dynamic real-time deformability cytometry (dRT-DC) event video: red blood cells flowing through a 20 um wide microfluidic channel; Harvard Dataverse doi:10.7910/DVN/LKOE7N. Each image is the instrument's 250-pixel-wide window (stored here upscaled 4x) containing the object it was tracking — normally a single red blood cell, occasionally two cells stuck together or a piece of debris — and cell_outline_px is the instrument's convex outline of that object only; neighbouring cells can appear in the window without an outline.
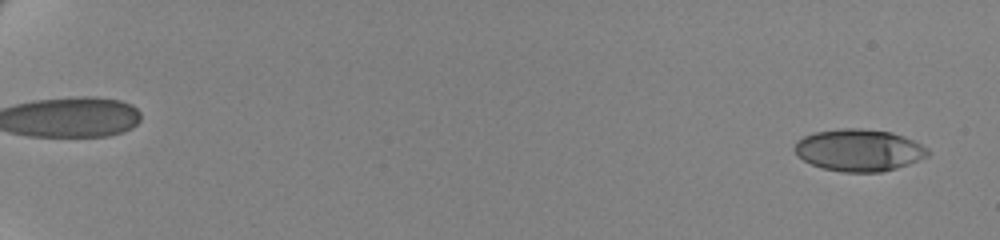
{"species": "human", "species_latin": "Homo sapiens", "temperature_condition": "cold", "stored_images_in_passage": 61, "camera_frame_rate_fps": 3000, "um_per_image_px": 0.085, "donor": {"sex": "female"}, "frame": {"image": 1, "passage_image": 3, "time_ms": 0.667, "image_size_px": [1000, 240], "cell_outline_px": [[932, 152], [928, 156], [908, 164], [896, 168], [880, 172], [844, 172], [824, 168], [812, 164], [804, 160], [792, 148], [796, 140], [804, 136], [816, 132], [840, 128], [860, 128], [892, 132], [904, 136], [928, 148]], "centroid_in_image_um": [73.02, 12.75], "position_along_channel_um": 12.0, "area_um2": 32.6}}
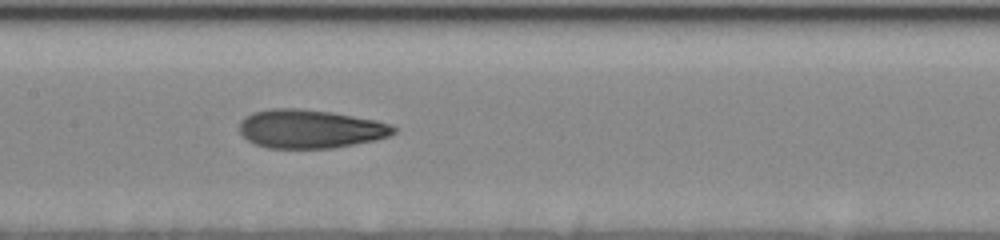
{"frame": {"image": 2, "passage_image": 35, "time_ms": 11.333, "image_size_px": [1000, 240], "cell_outline_px": [[396, 132], [388, 136], [376, 140], [332, 148], [268, 148], [256, 144], [248, 140], [240, 132], [240, 120], [252, 112], [272, 108], [296, 108], [332, 112], [376, 120], [392, 124], [396, 128]], "centroid_in_image_um": [26.38, 10.95], "position_along_channel_um": 181.0, "area_um2": 34.74}}
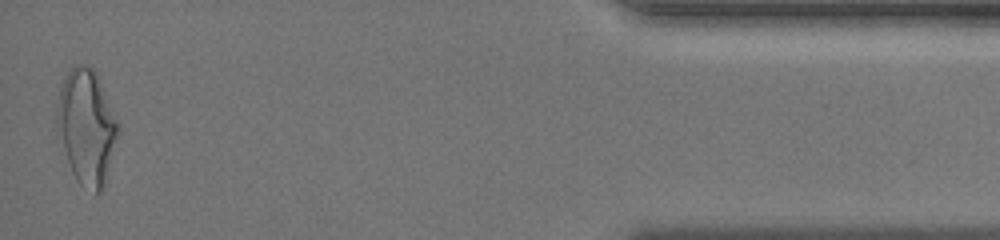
{"frame": {"image": 3, "passage_image": 61, "time_ms": 20.0, "image_size_px": [1000, 240], "cell_outline_px": [[120, 132], [104, 184], [100, 192], [96, 196], [80, 184], [76, 180], [72, 172], [56, 136], [56, 112], [60, 88], [68, 72], [76, 64], [88, 64], [92, 68], [120, 124]], "centroid_in_image_um": [7.34, 10.83], "position_along_channel_um": 427.9, "area_um2": 41.1}, "authors_computed_cell_mechanics": {"area_um2": 33.9286, "velocity_mm_per_s": 3.5015, "shape_relaxation_time_tau1_ms": 10.8174, "shape_relaxation_time_tau2_ms": 1.7235, "deformation_change_tau1": 0.2738, "deformation_change_tau2": 0.1}}